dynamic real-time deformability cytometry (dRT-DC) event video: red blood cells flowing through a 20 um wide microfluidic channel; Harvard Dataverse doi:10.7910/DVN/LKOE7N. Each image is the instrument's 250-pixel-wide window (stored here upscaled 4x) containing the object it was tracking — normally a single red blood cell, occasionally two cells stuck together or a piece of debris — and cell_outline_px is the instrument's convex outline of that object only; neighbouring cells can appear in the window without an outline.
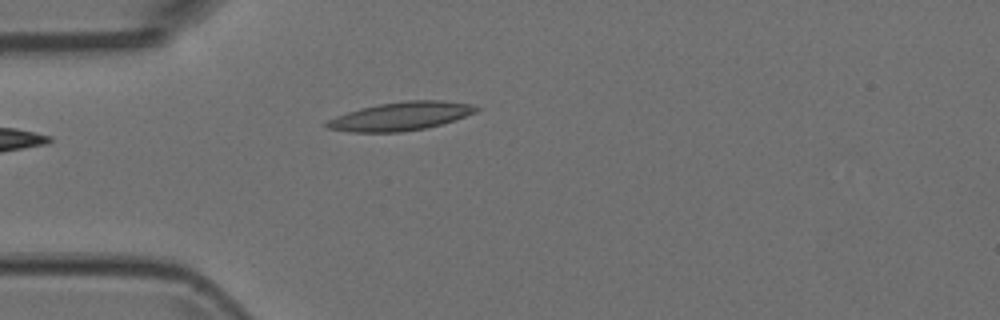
{"species": "Egyptian fruit bat (a non-hibernating species)", "species_latin": "Rousettus aegyptiacus", "temperature_condition": "room temperature", "stored_images_in_passage": 1, "camera_frame_rate_fps": 3000, "um_per_image_px": 0.085, "animal": {"sex": "female"}, "frame": {"image": 1, "passage_image": 1, "time_ms": 0.0, "image_size_px": [1000, 320], "cell_outline_px": [[480, 108], [476, 112], [456, 120], [424, 128], [400, 132], [352, 132], [328, 128], [324, 124], [328, 120], [336, 116], [360, 108], [380, 104], [404, 100], [444, 100], [468, 104]], "centroid_in_image_um": [34.07, 9.87], "position_along_channel_um": 50.9, "area_um2": 24.57}}